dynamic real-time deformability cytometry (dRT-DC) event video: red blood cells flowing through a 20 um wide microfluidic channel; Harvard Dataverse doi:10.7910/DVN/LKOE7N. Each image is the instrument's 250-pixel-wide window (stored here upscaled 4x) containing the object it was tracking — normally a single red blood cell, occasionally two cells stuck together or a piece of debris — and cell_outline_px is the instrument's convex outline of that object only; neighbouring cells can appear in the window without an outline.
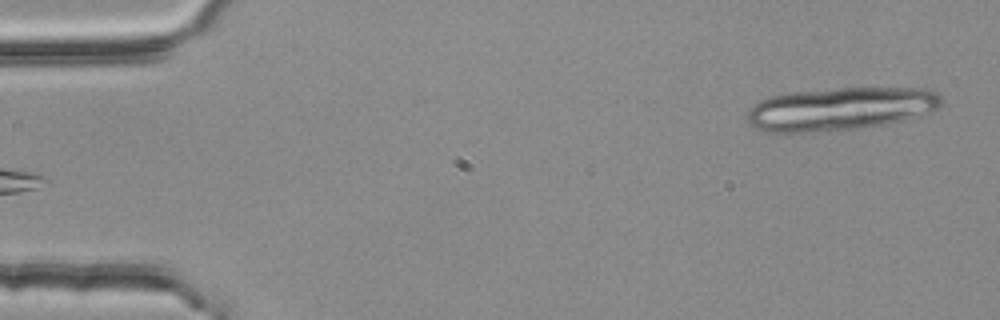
{"species": "common noctule bat (a hibernating species)", "species_latin": "Nyctalus noctula", "temperature_condition": "room temperature", "stored_images_in_passage": 3, "segment_of_instrument_passage": [2, 2], "camera_frame_rate_fps": 3000, "um_per_image_px": 0.085, "animal": {"sex": "female", "body_mass_g": 25.1}, "frame": {"image": 1, "passage_image": 3, "time_ms": 0.667, "image_size_px": [1000, 320], "cell_outline_px": [[944, 100], [940, 108], [920, 116], [904, 120], [884, 124], [856, 128], [816, 132], [768, 132], [756, 128], [744, 116], [748, 108], [752, 104], [768, 96], [792, 92], [840, 88], [924, 88], [936, 92]], "centroid_in_image_um": [71.43, 9.24], "position_along_channel_um": 13.6, "area_um2": 49.01}}